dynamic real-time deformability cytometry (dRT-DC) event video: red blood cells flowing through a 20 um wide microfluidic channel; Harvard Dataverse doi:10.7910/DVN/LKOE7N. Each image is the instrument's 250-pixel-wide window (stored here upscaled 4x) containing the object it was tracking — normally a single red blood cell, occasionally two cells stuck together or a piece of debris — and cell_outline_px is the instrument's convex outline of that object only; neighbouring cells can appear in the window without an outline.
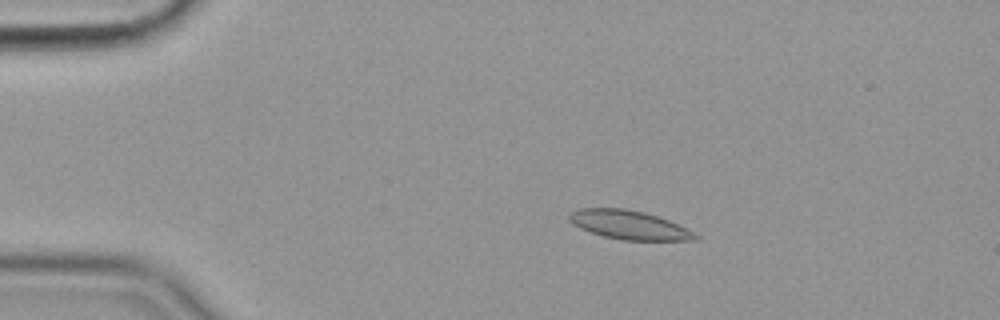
{"species": "common noctule bat (a hibernating species)", "species_latin": "Nyctalus noctula", "temperature_condition": "cold", "stored_images_in_passage": 57, "camera_frame_rate_fps": 3000, "um_per_image_px": 0.085, "animal": {"sex": "female", "body_mass_g": 19.9}, "frame": {"image": 1, "passage_image": 11, "time_ms": 3.333, "image_size_px": [1000, 320], "cell_outline_px": [[700, 240], [620, 240], [604, 236], [580, 228], [568, 220], [568, 212], [576, 208], [624, 208], [644, 212], [668, 220], [700, 236]], "centroid_in_image_um": [53.42, 19.11], "position_along_channel_um": 31.6, "area_um2": 21.1}}
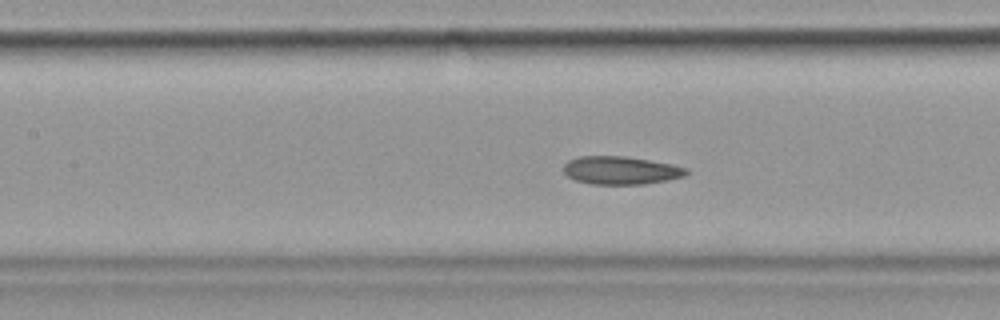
{"frame": {"image": 2, "passage_image": 26, "time_ms": 8.333, "image_size_px": [1000, 320], "cell_outline_px": [[688, 172], [684, 176], [668, 180], [644, 184], [592, 184], [576, 180], [568, 176], [564, 172], [564, 164], [568, 160], [576, 156], [624, 156], [672, 164], [688, 168]], "centroid_in_image_um": [52.76, 14.47], "position_along_channel_um": 154.6, "area_um2": 20.06}}
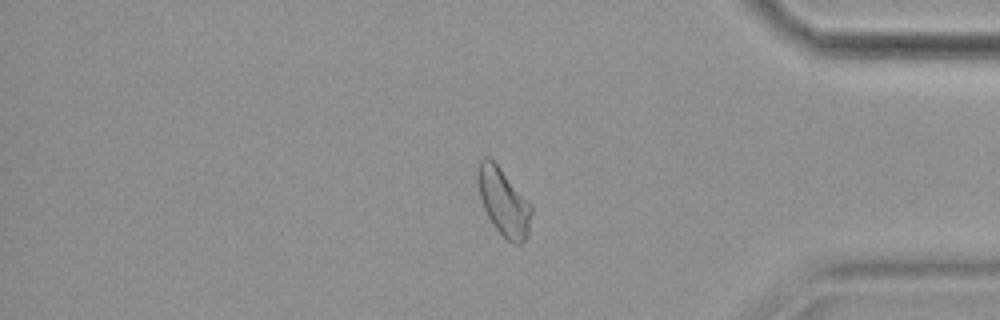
{"frame": {"image": 3, "passage_image": 48, "time_ms": 15.667, "image_size_px": [1000, 320], "cell_outline_px": [[532, 212], [528, 236], [520, 244], [512, 244], [492, 224], [484, 208], [480, 196], [476, 180], [476, 168], [480, 160], [484, 156], [488, 156], [500, 168], [532, 204]], "centroid_in_image_um": [42.8, 17.15], "position_along_channel_um": 392.4, "area_um2": 21.15}, "authors_computed_cell_mechanics": {"area_um2": 20.9814, "velocity_mm_per_s": 3.5373, "shape_relaxation_time_tau1_ms": null, "shape_relaxation_time_tau2_ms": 2.9699, "deformation_change_tau1": null, "deformation_change_tau2": 0.0774}}